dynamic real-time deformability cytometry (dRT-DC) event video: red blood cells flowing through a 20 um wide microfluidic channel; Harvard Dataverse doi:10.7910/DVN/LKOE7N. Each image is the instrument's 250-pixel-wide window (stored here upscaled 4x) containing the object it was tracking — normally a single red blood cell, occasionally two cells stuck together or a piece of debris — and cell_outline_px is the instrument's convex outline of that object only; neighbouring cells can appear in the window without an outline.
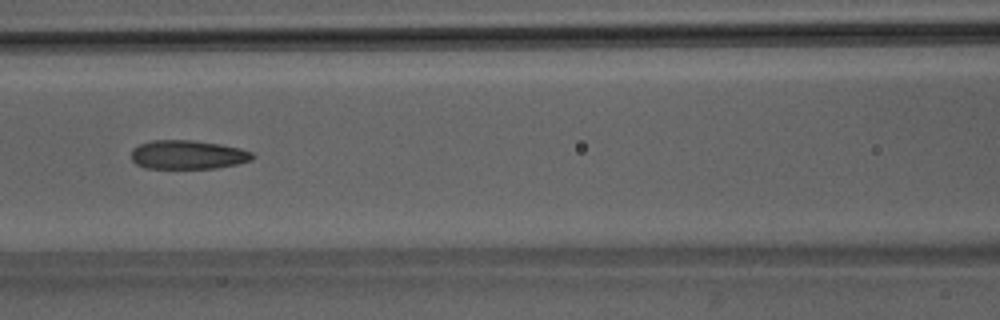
{"species": "Egyptian fruit bat (a non-hibernating species)", "species_latin": "Rousettus aegyptiacus", "temperature_condition": "room temperature", "stored_images_in_passage": 34, "camera_frame_rate_fps": 3000, "um_per_image_px": 0.085, "animal": {"sex": "male"}, "frame": {"image": 1, "passage_image": 10, "time_ms": 3.0, "image_size_px": [1000, 320], "cell_outline_px": [[256, 156], [252, 160], [236, 164], [216, 168], [144, 168], [136, 164], [132, 160], [132, 148], [140, 144], [152, 140], [196, 140], [220, 144], [240, 148], [252, 152]], "centroid_in_image_um": [15.97, 13.14], "position_along_channel_um": 150.6, "area_um2": 20.52}}
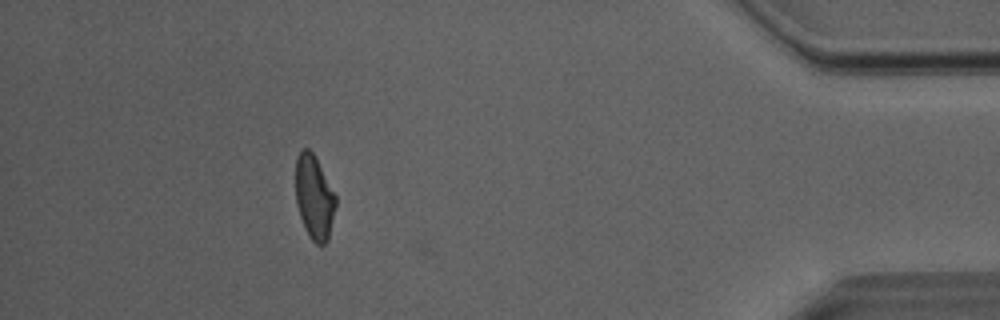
{"frame": {"image": 2, "passage_image": 33, "time_ms": 10.667, "image_size_px": [1000, 320], "cell_outline_px": [[336, 204], [328, 240], [324, 244], [316, 244], [312, 240], [304, 228], [296, 204], [296, 156], [300, 148], [308, 148], [312, 152], [336, 196]], "centroid_in_image_um": [26.69, 16.77], "position_along_channel_um": 408.5, "area_um2": 19.48}, "authors_computed_cell_mechanics": {"area_um2": 20.6057, "velocity_mm_per_s": 4.0569, "shape_relaxation_time_tau1_ms": 7.7714, "shape_relaxation_time_tau2_ms": 2.0796, "deformation_change_tau1": 0.1861, "deformation_change_tau2": 0.0995}}